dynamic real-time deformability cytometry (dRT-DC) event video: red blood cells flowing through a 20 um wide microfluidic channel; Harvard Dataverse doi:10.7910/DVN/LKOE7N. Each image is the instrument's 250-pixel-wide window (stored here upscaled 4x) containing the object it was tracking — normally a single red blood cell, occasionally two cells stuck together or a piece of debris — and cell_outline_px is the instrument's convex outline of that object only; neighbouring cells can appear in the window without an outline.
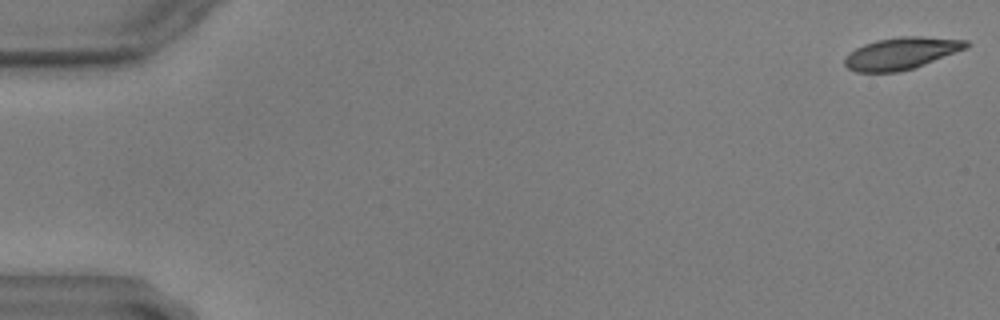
{"species": "common noctule bat (a hibernating species)", "species_latin": "Nyctalus noctula", "temperature_condition": "warm", "stored_images_in_passage": 59, "camera_frame_rate_fps": 3000, "um_per_image_px": 0.085, "animal": {"sex": "male", "body_mass_g": 17.9, "forearm_length_mm": 54.2}, "frame": {"image": 1, "passage_image": 1, "time_ms": 0.0, "image_size_px": [1000, 320], "cell_outline_px": [[972, 44], [968, 48], [916, 68], [900, 72], [856, 72], [848, 68], [844, 64], [844, 60], [848, 52], [864, 44], [876, 40], [900, 36], [920, 36], [968, 40]], "centroid_in_image_um": [76.65, 4.53], "position_along_channel_um": 8.4, "area_um2": 23.06}}
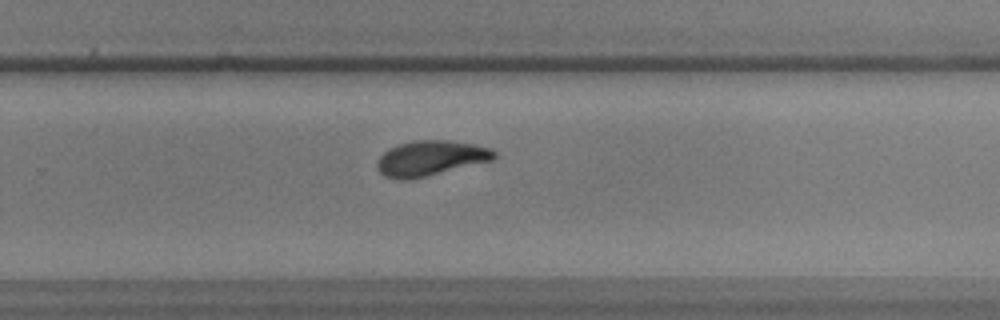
{"frame": {"image": 2, "passage_image": 39, "time_ms": 12.667, "image_size_px": [1000, 320], "cell_outline_px": [[496, 156], [492, 160], [408, 180], [400, 180], [384, 176], [380, 172], [376, 164], [376, 160], [388, 148], [400, 144], [416, 140], [448, 140], [472, 144], [492, 148], [496, 152]], "centroid_in_image_um": [36.57, 13.44], "position_along_channel_um": 293.2, "area_um2": 23.76}}
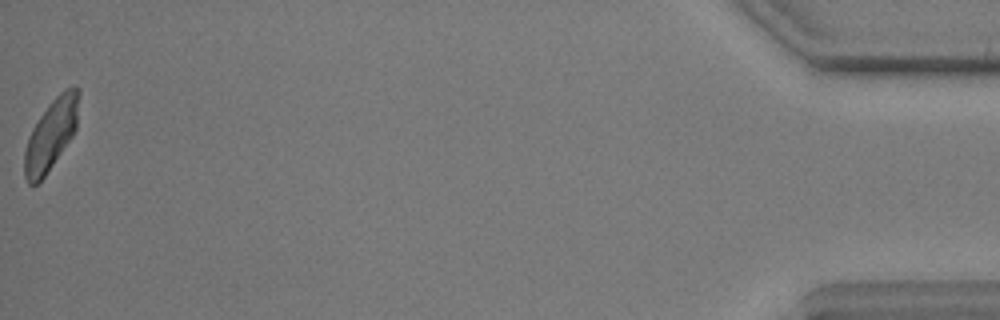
{"frame": {"image": 3, "passage_image": 59, "time_ms": 19.333, "image_size_px": [1000, 320], "cell_outline_px": [[80, 96], [76, 128], [72, 136], [44, 176], [36, 184], [28, 184], [24, 176], [24, 152], [28, 136], [32, 128], [48, 104], [60, 92], [68, 88], [80, 88]], "centroid_in_image_um": [4.33, 11.42], "position_along_channel_um": 430.9, "area_um2": 22.14}}